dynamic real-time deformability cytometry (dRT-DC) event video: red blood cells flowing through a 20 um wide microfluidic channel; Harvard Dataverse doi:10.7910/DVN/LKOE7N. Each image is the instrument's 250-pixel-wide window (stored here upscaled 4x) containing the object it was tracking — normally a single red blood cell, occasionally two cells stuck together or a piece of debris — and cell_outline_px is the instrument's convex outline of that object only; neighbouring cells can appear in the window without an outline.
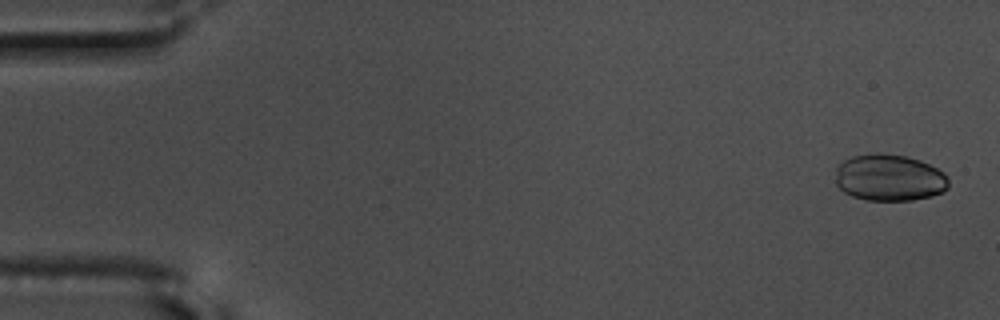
{"species": "common noctule bat (a hibernating species)", "species_latin": "Nyctalus noctula", "temperature_condition": "warm", "stored_images_in_passage": 17, "camera_frame_rate_fps": 3000, "um_per_image_px": 0.085, "animal": {"sex": "male", "body_mass_g": 17.5, "forearm_length_mm": 52.3}, "frame": {"image": 1, "passage_image": 2, "time_ms": 0.333, "image_size_px": [1000, 320], "cell_outline_px": [[948, 188], [944, 192], [932, 196], [912, 200], [864, 200], [852, 196], [844, 192], [836, 184], [836, 168], [844, 160], [852, 156], [872, 152], [880, 152], [904, 156], [920, 160], [944, 172], [948, 176]], "centroid_in_image_um": [75.6, 15.1], "position_along_channel_um": 9.4, "area_um2": 31.1}}